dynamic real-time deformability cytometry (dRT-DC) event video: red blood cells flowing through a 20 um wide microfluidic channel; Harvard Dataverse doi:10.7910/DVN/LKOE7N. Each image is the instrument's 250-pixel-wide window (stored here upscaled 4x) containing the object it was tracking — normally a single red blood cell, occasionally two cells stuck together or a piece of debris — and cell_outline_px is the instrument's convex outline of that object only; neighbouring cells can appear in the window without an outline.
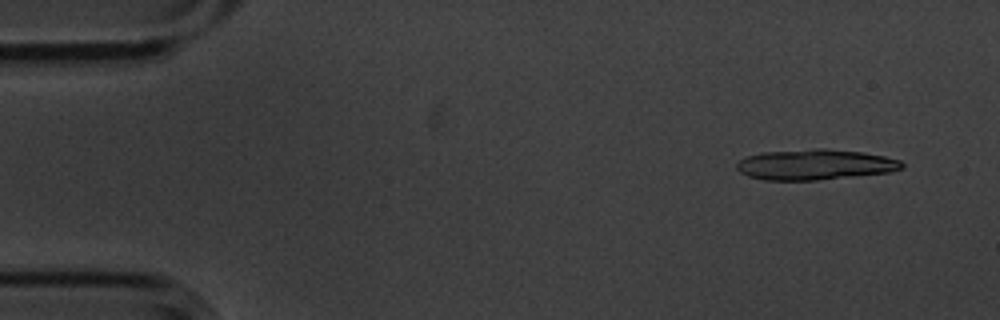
{"species": "common noctule bat (a hibernating species)", "species_latin": "Nyctalus noctula", "temperature_condition": "cold", "stored_images_in_passage": 4, "segment_of_instrument_passage": [1, 2], "camera_frame_rate_fps": 3000, "um_per_image_px": 0.085, "animal": {"sex": "male", "body_mass_g": 20.1, "forearm_length_mm": 53.5}, "frame": {"image": 1, "passage_image": 1, "time_ms": 0.0, "image_size_px": [1000, 320], "cell_outline_px": [[904, 168], [892, 172], [816, 180], [764, 180], [748, 176], [740, 172], [736, 168], [736, 164], [740, 160], [748, 156], [764, 152], [816, 148], [824, 148], [864, 152], [884, 156], [900, 160], [904, 164]], "centroid_in_image_um": [69.31, 13.99], "position_along_channel_um": 15.7, "area_um2": 29.48}}